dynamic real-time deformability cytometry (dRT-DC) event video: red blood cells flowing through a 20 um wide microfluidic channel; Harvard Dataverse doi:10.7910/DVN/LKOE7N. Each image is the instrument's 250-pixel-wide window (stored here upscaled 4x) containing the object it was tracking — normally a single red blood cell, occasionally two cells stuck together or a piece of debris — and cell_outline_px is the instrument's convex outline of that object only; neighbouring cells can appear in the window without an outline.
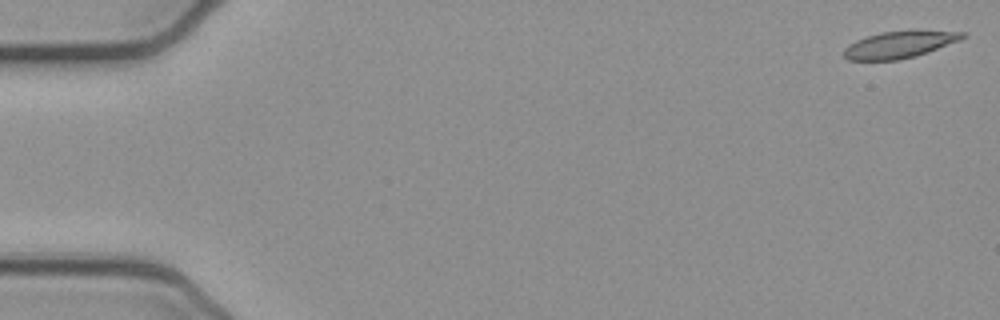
{"species": "common noctule bat (a hibernating species)", "species_latin": "Nyctalus noctula", "temperature_condition": "cold", "stored_images_in_passage": 53, "camera_frame_rate_fps": 3000, "um_per_image_px": 0.085, "animal": {"sex": "female", "body_mass_g": 21.9}, "frame": {"image": 1, "passage_image": 1, "time_ms": 0.0, "image_size_px": [1000, 320], "cell_outline_px": [[968, 36], [960, 40], [916, 56], [896, 60], [848, 60], [844, 56], [844, 48], [848, 44], [856, 40], [880, 32], [908, 28], [968, 32]], "centroid_in_image_um": [76.52, 3.74], "position_along_channel_um": 8.5, "area_um2": 19.25}}
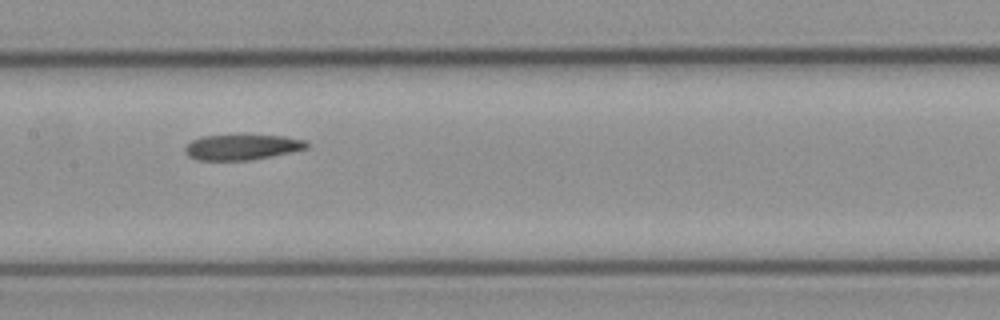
{"frame": {"image": 2, "passage_image": 26, "time_ms": 8.333, "image_size_px": [1000, 320], "cell_outline_px": [[308, 148], [292, 152], [248, 160], [196, 160], [188, 156], [184, 152], [184, 148], [192, 140], [204, 136], [284, 136], [304, 140], [308, 144]], "centroid_in_image_um": [20.55, 12.52], "position_along_channel_um": 186.9, "area_um2": 17.69}}
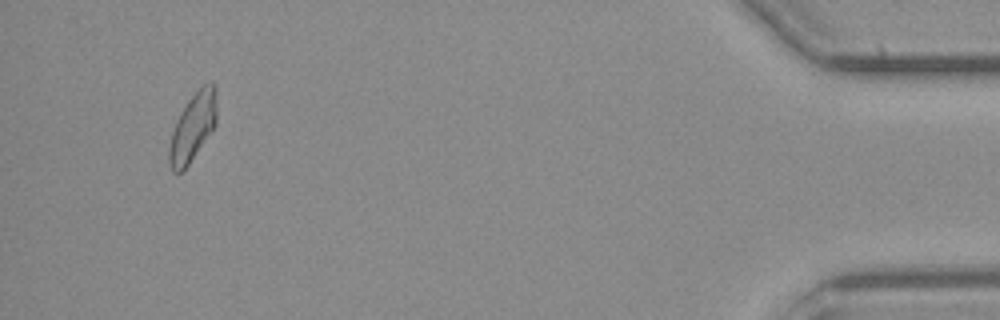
{"frame": {"image": 3, "passage_image": 50, "time_ms": 16.333, "image_size_px": [1000, 320], "cell_outline_px": [[216, 124], [184, 172], [172, 172], [168, 164], [168, 148], [172, 132], [176, 120], [180, 112], [188, 100], [204, 84], [212, 80], [216, 84]], "centroid_in_image_um": [16.37, 10.83], "position_along_channel_um": 418.8, "area_um2": 19.07}, "authors_computed_cell_mechanics": {"area_um2": 19.074, "velocity_mm_per_s": 3.8748, "shape_relaxation_time_tau1_ms": null, "shape_relaxation_time_tau2_ms": 2.8956, "deformation_change_tau1": null, "deformation_change_tau2": 0.0945}}